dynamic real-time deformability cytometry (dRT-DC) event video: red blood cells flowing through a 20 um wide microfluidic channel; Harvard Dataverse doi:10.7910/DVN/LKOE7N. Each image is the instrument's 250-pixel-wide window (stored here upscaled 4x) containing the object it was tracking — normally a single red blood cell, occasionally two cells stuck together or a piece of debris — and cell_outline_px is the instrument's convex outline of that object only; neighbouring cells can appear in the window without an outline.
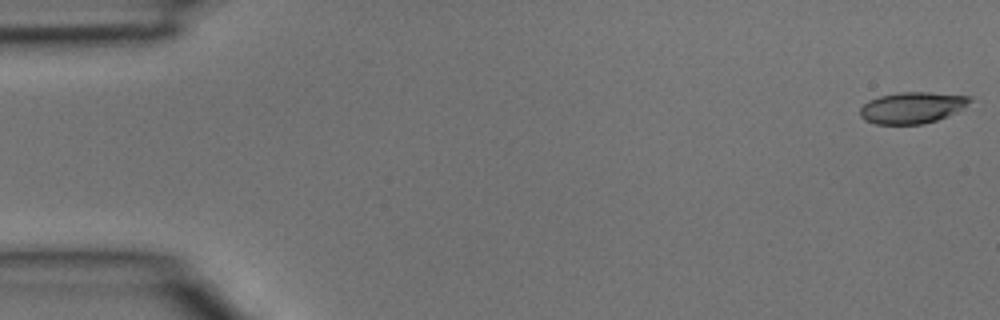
{"species": "common noctule bat (a hibernating species)", "species_latin": "Nyctalus noctula", "temperature_condition": "room temperature", "stored_images_in_passage": 12, "camera_frame_rate_fps": 3000, "um_per_image_px": 0.085, "animal": {"sex": "male", "body_mass_g": 15.6}, "frame": {"image": 1, "passage_image": 1, "time_ms": 0.0, "image_size_px": [1000, 320], "cell_outline_px": [[972, 100], [964, 108], [948, 116], [936, 120], [920, 124], [876, 124], [864, 120], [860, 116], [860, 108], [868, 100], [880, 96], [900, 92], [928, 92], [968, 96]], "centroid_in_image_um": [77.51, 9.15], "position_along_channel_um": 7.5, "area_um2": 20.0}}
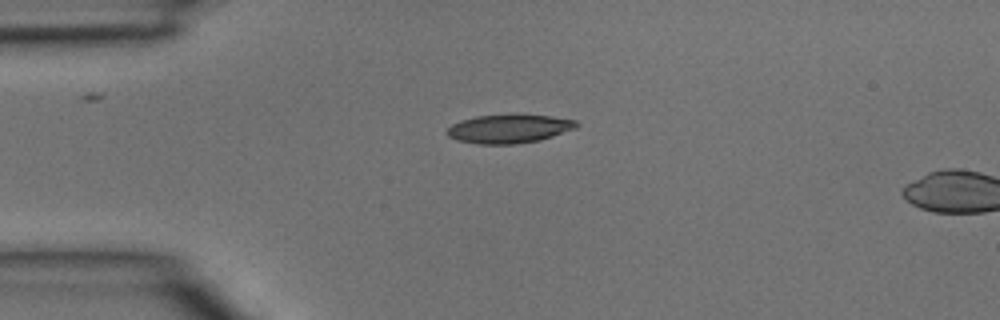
{"frame": {"image": 2, "passage_image": 10, "time_ms": 3.0, "image_size_px": [1000, 320], "cell_outline_px": [[580, 124], [576, 128], [540, 140], [516, 144], [476, 144], [460, 140], [448, 136], [444, 132], [452, 124], [460, 120], [476, 116], [548, 116], [576, 120]], "centroid_in_image_um": [43.25, 10.97], "position_along_channel_um": 41.8, "area_um2": 21.15}}